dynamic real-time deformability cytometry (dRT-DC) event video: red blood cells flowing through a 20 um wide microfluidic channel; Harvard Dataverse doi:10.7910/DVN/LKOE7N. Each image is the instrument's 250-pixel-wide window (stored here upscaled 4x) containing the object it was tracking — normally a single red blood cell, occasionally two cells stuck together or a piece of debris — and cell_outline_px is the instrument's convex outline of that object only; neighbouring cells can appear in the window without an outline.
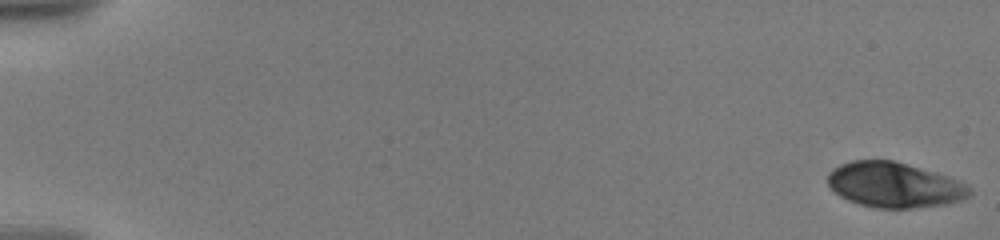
{"species": "human", "species_latin": "Homo sapiens", "temperature_condition": "warm", "stored_images_in_passage": 20, "camera_frame_rate_fps": 3000, "um_per_image_px": 0.085, "donor": {"sex": "male"}, "frame": {"image": 1, "passage_image": 1, "time_ms": 0.0, "image_size_px": [1000, 240], "cell_outline_px": [[972, 196], [948, 204], [916, 208], [872, 208], [848, 200], [840, 196], [828, 184], [828, 172], [832, 168], [840, 164], [852, 160], [892, 160], [936, 172], [948, 176], [968, 184], [972, 188]], "centroid_in_image_um": [76.05, 15.72], "position_along_channel_um": 8.9, "area_um2": 37.69}}
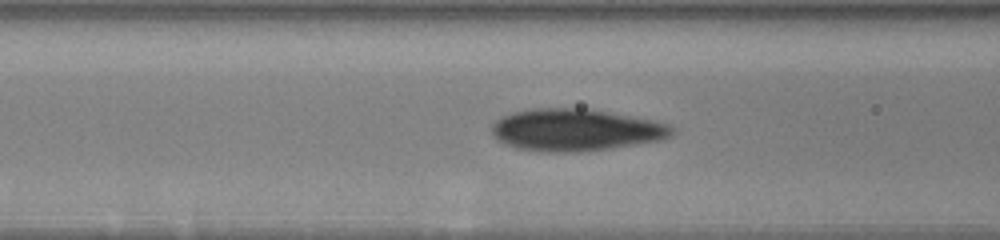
{"frame": {"image": 2, "passage_image": 17, "time_ms": 8.0, "image_size_px": [1000, 240], "cell_outline_px": [[676, 132], [672, 136], [664, 140], [612, 148], [580, 152], [544, 152], [516, 148], [496, 140], [492, 132], [492, 124], [496, 120], [512, 112], [532, 108], [592, 108], [652, 120], [668, 124]], "centroid_in_image_um": [48.95, 11.04], "position_along_channel_um": 117.6, "area_um2": 44.68}}
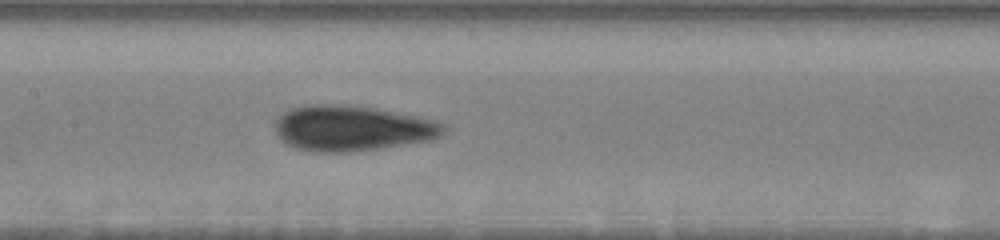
{"frame": {"image": 3, "passage_image": 20, "time_ms": 9.667, "image_size_px": [1000, 240], "cell_outline_px": [[444, 132], [440, 136], [432, 140], [380, 148], [348, 152], [316, 152], [300, 148], [288, 144], [276, 132], [276, 120], [284, 112], [292, 108], [304, 104], [356, 104], [420, 116], [436, 120], [444, 124]], "centroid_in_image_um": [29.98, 10.87], "position_along_channel_um": 177.4, "area_um2": 44.85}}